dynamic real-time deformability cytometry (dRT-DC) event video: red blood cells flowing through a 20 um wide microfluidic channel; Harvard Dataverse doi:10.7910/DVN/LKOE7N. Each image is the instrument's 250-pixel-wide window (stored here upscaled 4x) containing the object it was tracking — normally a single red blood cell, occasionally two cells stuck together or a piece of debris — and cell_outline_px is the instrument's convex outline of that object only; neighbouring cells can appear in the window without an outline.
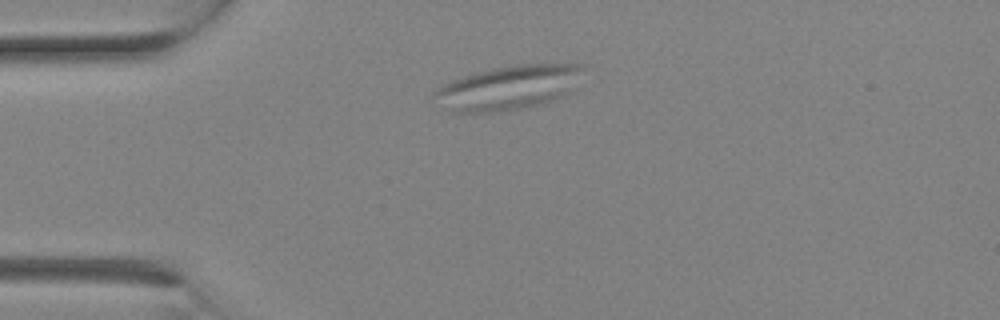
{"species": "Egyptian fruit bat (a non-hibernating species)", "species_latin": "Rousettus aegyptiacus", "temperature_condition": "room temperature", "stored_images_in_passage": 8, "camera_frame_rate_fps": 3000, "um_per_image_px": 0.085, "animal": {"sex": "female"}, "frame": {"image": 1, "passage_image": 5, "time_ms": 1.333, "image_size_px": [1000, 320], "cell_outline_px": [[584, 64], [564, 92], [560, 96], [544, 104], [500, 112], [448, 112], [432, 96], [432, 92], [436, 88], [452, 80], [476, 72], [492, 68], [512, 64]], "centroid_in_image_um": [43.04, 7.46], "position_along_channel_um": 42.0, "area_um2": 37.57}}
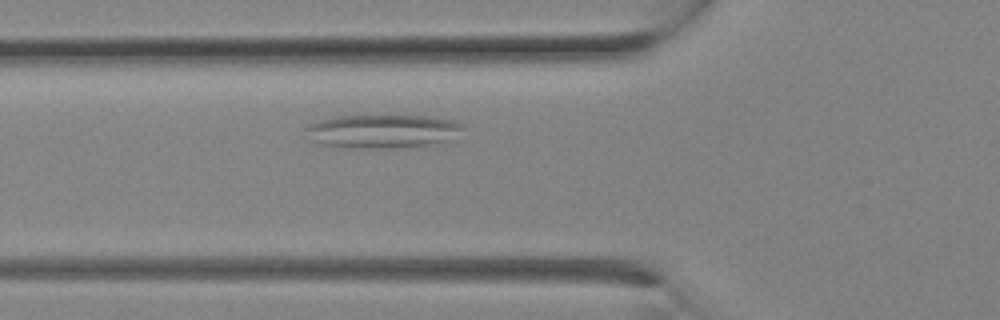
{"frame": {"image": 2, "passage_image": 8, "time_ms": 2.333, "image_size_px": [1000, 320], "cell_outline_px": [[464, 128], [448, 140], [436, 144], [388, 148], [344, 148], [320, 144], [308, 140], [304, 128], [308, 124], [320, 120], [340, 116], [440, 116], [456, 120], [464, 124]], "centroid_in_image_um": [32.5, 11.15], "position_along_channel_um": 93.3, "area_um2": 31.21}}